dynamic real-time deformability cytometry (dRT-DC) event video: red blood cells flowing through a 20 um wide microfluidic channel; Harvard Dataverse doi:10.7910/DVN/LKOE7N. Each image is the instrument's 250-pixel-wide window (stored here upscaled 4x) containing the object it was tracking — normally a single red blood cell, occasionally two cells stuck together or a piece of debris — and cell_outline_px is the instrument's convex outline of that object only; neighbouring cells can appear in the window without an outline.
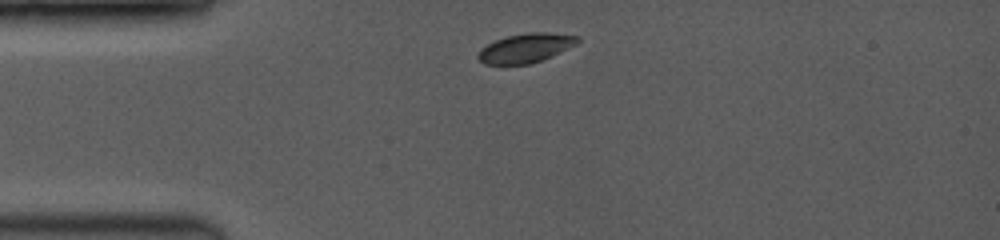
{"species": "common noctule bat (a hibernating species)", "species_latin": "Nyctalus noctula", "temperature_condition": "room temperature", "stored_images_in_passage": 3, "camera_frame_rate_fps": 3500, "um_per_image_px": 0.085, "animal": {"sex": "female", "body_mass_g": 19.0, "forearm_length_mm": 53.3}, "frame": {"image": 1, "passage_image": 1, "time_ms": 0.0, "image_size_px": [1000, 240], "cell_outline_px": [[580, 40], [576, 44], [552, 56], [528, 64], [484, 64], [476, 56], [488, 44], [496, 40], [508, 36], [528, 32], [544, 32], [580, 36]], "centroid_in_image_um": [44.71, 4.07], "position_along_channel_um": 40.3, "area_um2": 16.59}}
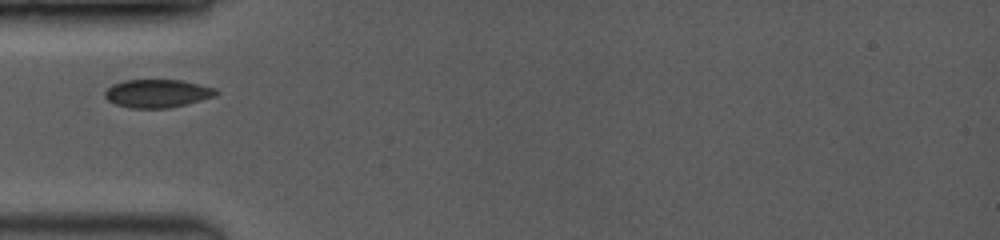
{"frame": {"image": 2, "passage_image": 2, "time_ms": 1.429, "image_size_px": [1000, 240], "cell_outline_px": [[220, 92], [216, 96], [168, 108], [132, 108], [116, 104], [108, 100], [104, 96], [104, 92], [112, 84], [124, 80], [180, 80], [216, 88]], "centroid_in_image_um": [13.37, 7.93], "position_along_channel_um": 71.6, "area_um2": 18.15}}
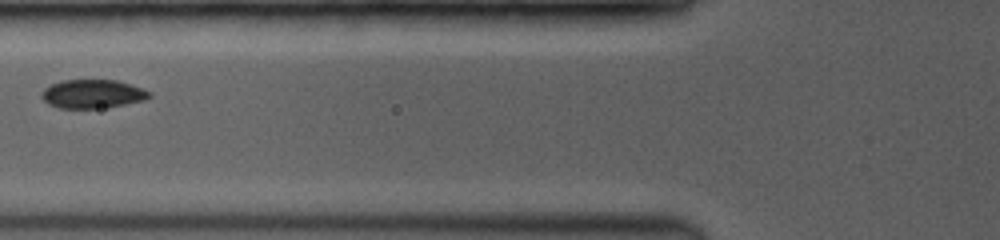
{"frame": {"image": 3, "passage_image": 3, "time_ms": 2.571, "image_size_px": [1000, 240], "cell_outline_px": [[152, 96], [144, 100], [124, 104], [100, 108], [60, 108], [48, 104], [40, 96], [40, 92], [44, 88], [52, 84], [64, 80], [116, 80], [152, 92]], "centroid_in_image_um": [7.83, 7.98], "position_along_channel_um": 118.0, "area_um2": 17.86}}